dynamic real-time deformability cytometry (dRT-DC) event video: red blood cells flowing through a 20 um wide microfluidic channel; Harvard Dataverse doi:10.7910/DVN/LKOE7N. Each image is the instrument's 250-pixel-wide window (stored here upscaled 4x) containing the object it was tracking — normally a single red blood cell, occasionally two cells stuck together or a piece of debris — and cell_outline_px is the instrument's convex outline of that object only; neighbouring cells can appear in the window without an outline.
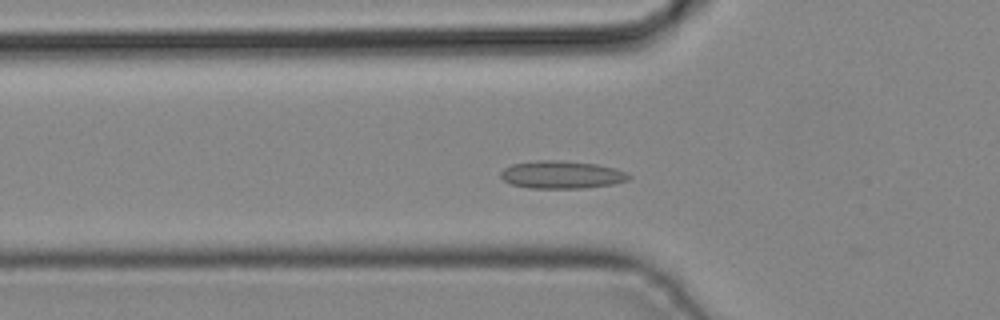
{"species": "common noctule bat (a hibernating species)", "species_latin": "Nyctalus noctula", "temperature_condition": "cold", "stored_images_in_passage": 33, "camera_frame_rate_fps": 3000, "um_per_image_px": 0.085, "animal": {"sex": "male", "body_mass_g": 19.2, "forearm_length_mm": 51.8}, "frame": {"image": 1, "passage_image": 3, "time_ms": 0.667, "image_size_px": [1000, 320], "cell_outline_px": [[632, 176], [628, 180], [612, 184], [584, 188], [528, 188], [512, 184], [504, 180], [500, 176], [500, 172], [504, 168], [512, 164], [536, 160], [560, 160], [596, 164], [616, 168]], "centroid_in_image_um": [47.73, 14.84], "position_along_channel_um": 78.1, "area_um2": 20.69}}
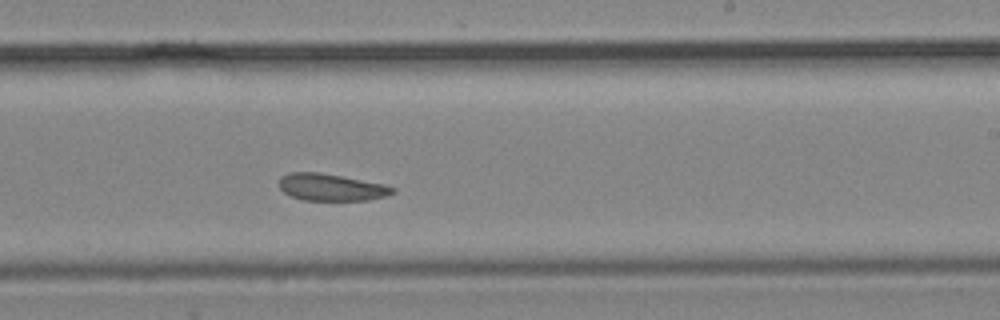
{"frame": {"image": 2, "passage_image": 15, "time_ms": 4.667, "image_size_px": [1000, 320], "cell_outline_px": [[396, 192], [388, 196], [368, 200], [304, 200], [292, 196], [284, 192], [280, 188], [280, 176], [288, 172], [320, 172], [384, 184], [396, 188]], "centroid_in_image_um": [28.18, 15.91], "position_along_channel_um": 260.8, "area_um2": 17.92}}
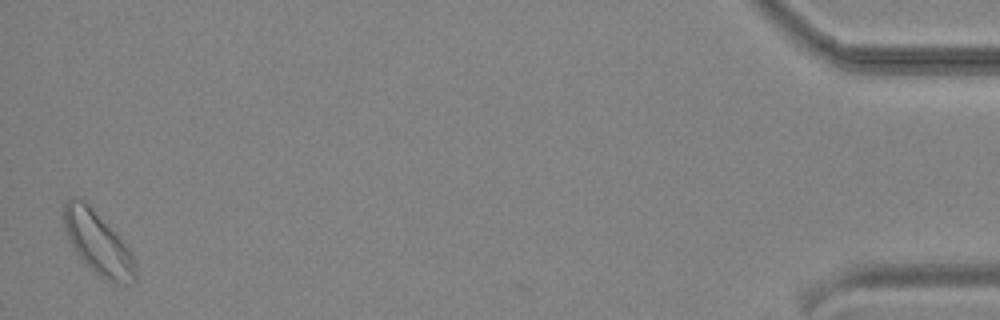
{"frame": {"image": 3, "passage_image": 32, "time_ms": 10.333, "image_size_px": [1000, 320], "cell_outline_px": [[136, 284], [112, 280], [100, 276], [72, 248], [64, 228], [64, 204], [72, 196], [76, 196], [84, 200], [88, 204], [128, 248], [132, 256], [136, 272]], "centroid_in_image_um": [8.28, 20.62], "position_along_channel_um": 426.9, "area_um2": 25.03}}